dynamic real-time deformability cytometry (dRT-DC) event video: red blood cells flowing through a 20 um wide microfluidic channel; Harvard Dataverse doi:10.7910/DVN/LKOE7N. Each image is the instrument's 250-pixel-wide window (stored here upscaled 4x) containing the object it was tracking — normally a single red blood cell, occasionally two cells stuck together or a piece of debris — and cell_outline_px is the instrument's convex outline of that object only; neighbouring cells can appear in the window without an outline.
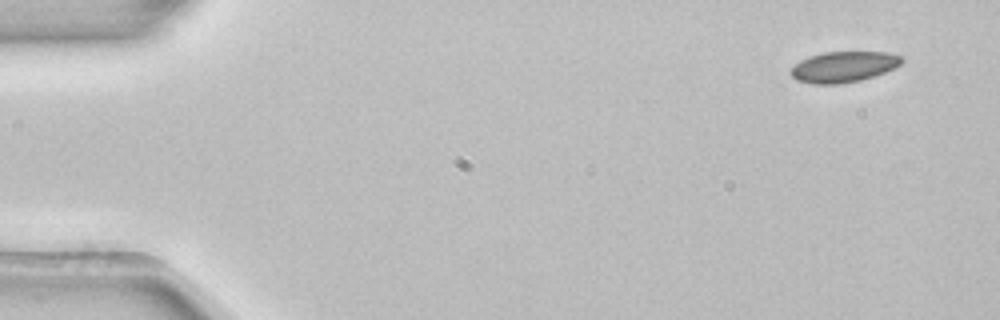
{"species": "common noctule bat (a hibernating species)", "species_latin": "Nyctalus noctula", "temperature_condition": "room temperature", "stored_images_in_passage": 4, "camera_frame_rate_fps": 3000, "um_per_image_px": 0.085, "animal": {"sex": "female", "body_mass_g": 22.7, "forearm_length_mm": 54.2}, "frame": {"image": 1, "passage_image": 1, "time_ms": 0.0, "image_size_px": [1000, 320], "cell_outline_px": [[904, 60], [900, 64], [884, 72], [860, 80], [840, 84], [812, 84], [796, 80], [788, 72], [800, 60], [824, 52], [888, 52], [900, 56]], "centroid_in_image_um": [71.67, 5.68], "position_along_channel_um": 13.3, "area_um2": 19.71}}
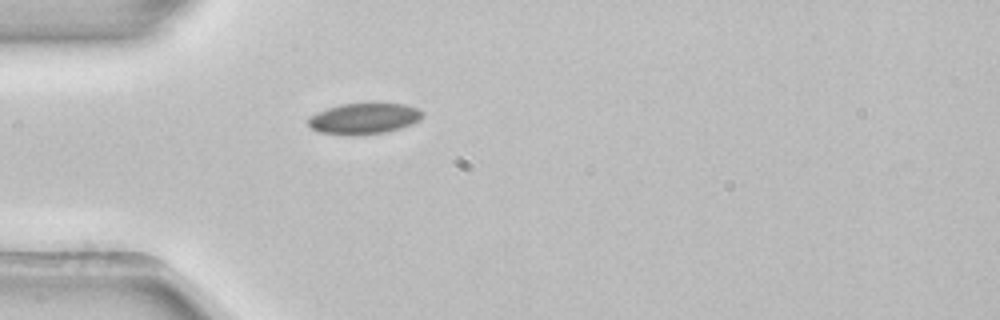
{"frame": {"image": 2, "passage_image": 4, "time_ms": 1.0, "image_size_px": [1000, 320], "cell_outline_px": [[424, 116], [420, 120], [412, 124], [400, 128], [384, 132], [352, 136], [320, 132], [312, 128], [308, 124], [308, 116], [316, 112], [340, 104], [372, 100], [404, 104], [420, 108], [424, 112]], "centroid_in_image_um": [30.99, 10.02], "position_along_channel_um": 54.0, "area_um2": 21.62}}